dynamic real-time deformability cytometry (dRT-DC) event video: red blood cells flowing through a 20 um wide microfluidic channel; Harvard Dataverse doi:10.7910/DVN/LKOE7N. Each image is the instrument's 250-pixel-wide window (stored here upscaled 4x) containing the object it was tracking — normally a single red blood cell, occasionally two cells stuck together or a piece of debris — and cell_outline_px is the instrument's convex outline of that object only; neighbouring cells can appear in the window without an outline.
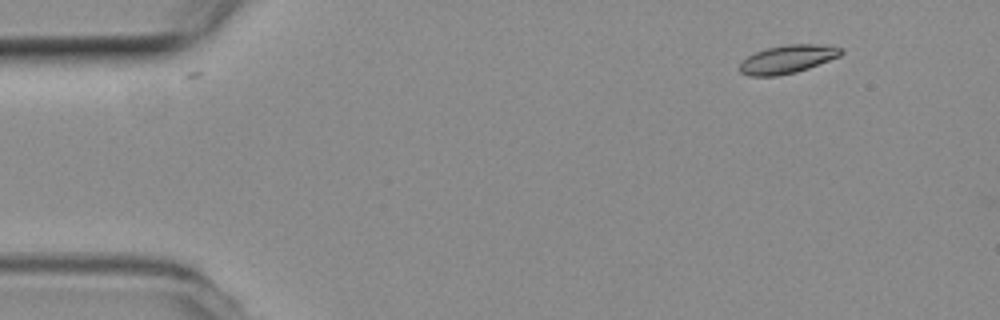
{"species": "common noctule bat (a hibernating species)", "species_latin": "Nyctalus noctula", "temperature_condition": "room temperature", "stored_images_in_passage": 11, "camera_frame_rate_fps": 3000, "um_per_image_px": 0.085, "animal": {"sex": "female", "body_mass_g": 19.3, "forearm_length_mm": 54.1}, "frame": {"image": 1, "passage_image": 6, "time_ms": 1.667, "image_size_px": [1000, 320], "cell_outline_px": [[844, 52], [840, 56], [808, 68], [796, 72], [776, 76], [748, 76], [740, 72], [740, 64], [748, 56], [756, 52], [768, 48], [788, 44], [820, 44], [844, 48]], "centroid_in_image_um": [66.97, 5.03], "position_along_channel_um": 18.0, "area_um2": 16.59}}